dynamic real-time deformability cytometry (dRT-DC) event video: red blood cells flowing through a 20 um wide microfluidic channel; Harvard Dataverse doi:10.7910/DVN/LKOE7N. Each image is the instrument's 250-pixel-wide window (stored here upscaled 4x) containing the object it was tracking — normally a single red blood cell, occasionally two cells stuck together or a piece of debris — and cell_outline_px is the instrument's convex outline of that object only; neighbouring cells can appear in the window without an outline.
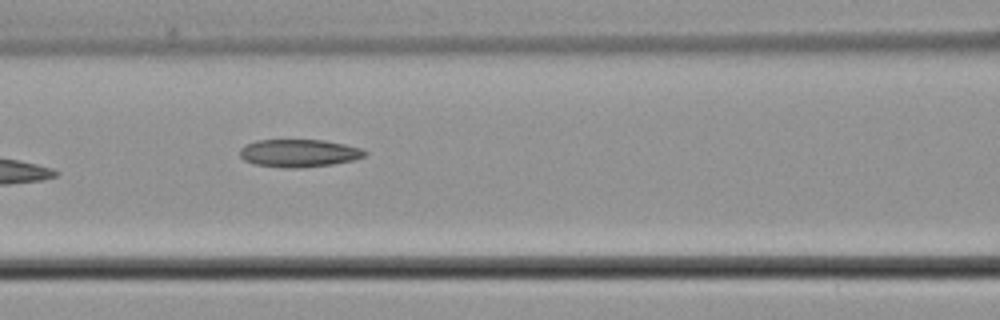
{"species": "common noctule bat (a hibernating species)", "species_latin": "Nyctalus noctula", "temperature_condition": "cold", "stored_images_in_passage": 6, "camera_frame_rate_fps": 3000, "um_per_image_px": 0.085, "animal": {"sex": "male", "body_mass_g": 21.5, "forearm_length_mm": 52.0}, "frame": {"image": 1, "passage_image": 6, "time_ms": 6.333, "image_size_px": [1000, 320], "cell_outline_px": [[368, 152], [364, 156], [356, 160], [332, 164], [300, 168], [284, 168], [252, 164], [244, 160], [240, 156], [240, 148], [244, 144], [256, 140], [324, 140], [364, 148]], "centroid_in_image_um": [25.41, 13.02], "position_along_channel_um": 141.2, "area_um2": 20.52}}